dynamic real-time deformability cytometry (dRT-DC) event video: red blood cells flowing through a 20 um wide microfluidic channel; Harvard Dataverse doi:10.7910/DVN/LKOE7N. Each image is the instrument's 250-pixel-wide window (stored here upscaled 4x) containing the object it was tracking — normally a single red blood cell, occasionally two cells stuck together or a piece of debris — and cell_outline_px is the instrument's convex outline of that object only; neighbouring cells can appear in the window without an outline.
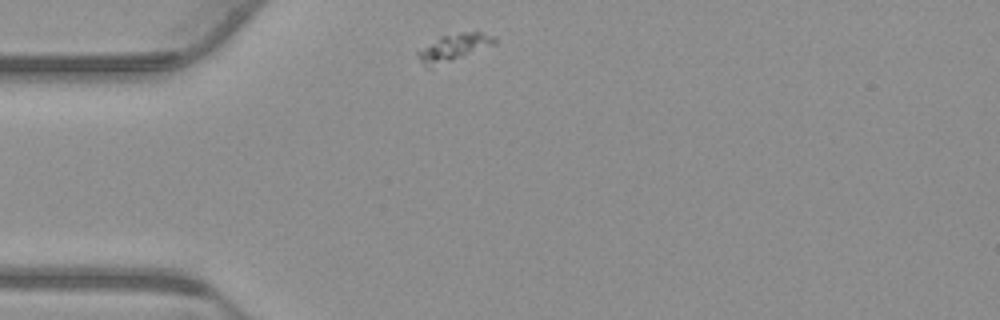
{"species": "common noctule bat (a hibernating species)", "species_latin": "Nyctalus noctula", "temperature_condition": "warm", "stored_images_in_passage": 45, "camera_frame_rate_fps": 3000, "um_per_image_px": 0.085, "animal": {"sex": "male", "body_mass_g": 23.1, "forearm_length_mm": 52.7}, "frame": {"image": 1, "passage_image": 1, "time_ms": 0.0, "image_size_px": [1000, 320], "cell_outline_px": [[496, 44], [432, 68], [428, 68], [420, 60], [416, 52], [416, 48], [440, 36], [460, 32], [480, 32], [492, 36], [496, 40]], "centroid_in_image_um": [38.49, 4.03], "position_along_channel_um": 46.5, "area_um2": 12.31}}
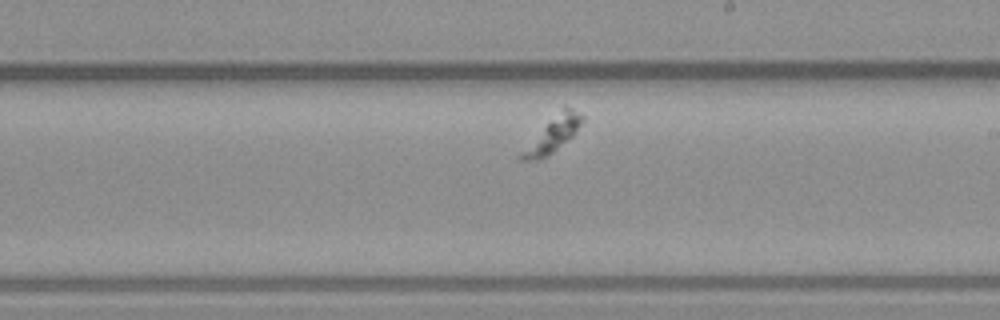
{"frame": {"image": 2, "passage_image": 20, "time_ms": 6.333, "image_size_px": [1000, 320], "cell_outline_px": [[584, 120], [572, 136], [552, 152], [540, 160], [520, 160], [516, 156], [564, 108], [568, 108], [584, 116]], "centroid_in_image_um": [46.96, 11.52], "position_along_channel_um": 242.0, "area_um2": 11.27}}
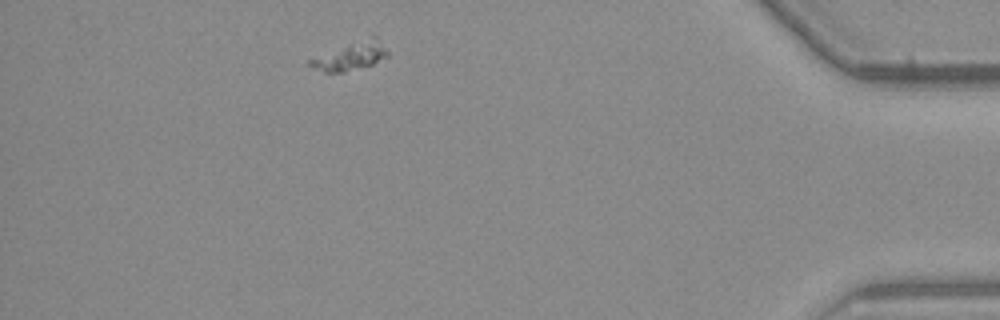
{"frame": {"image": 3, "passage_image": 39, "time_ms": 12.667, "image_size_px": [1000, 320], "cell_outline_px": [[388, 56], [372, 64], [344, 72], [324, 72], [308, 64], [308, 60], [372, 36], [376, 36], [388, 52]], "centroid_in_image_um": [29.85, 4.79], "position_along_channel_um": 405.4, "area_um2": 11.91}}